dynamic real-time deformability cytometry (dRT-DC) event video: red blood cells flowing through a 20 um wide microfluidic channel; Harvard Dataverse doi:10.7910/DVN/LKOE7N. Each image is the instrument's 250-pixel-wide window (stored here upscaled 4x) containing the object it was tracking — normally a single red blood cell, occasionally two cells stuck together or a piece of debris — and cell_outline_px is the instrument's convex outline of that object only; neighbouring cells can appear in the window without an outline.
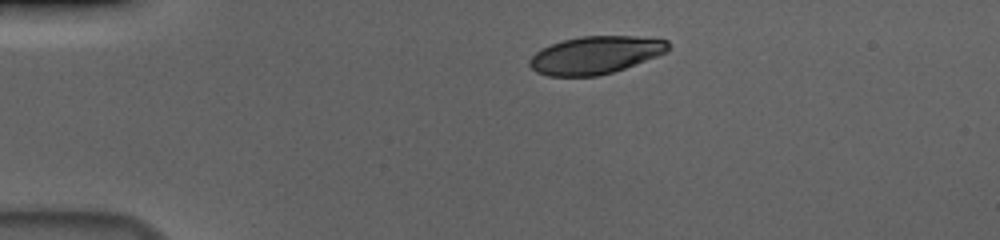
{"species": "human", "species_latin": "Homo sapiens", "temperature_condition": "cold", "stored_images_in_passage": 45, "camera_frame_rate_fps": 3000, "um_per_image_px": 0.085, "donor": {"sex": "male"}, "frame": {"image": 1, "passage_image": 1, "time_ms": 0.0, "image_size_px": [1000, 240], "cell_outline_px": [[668, 52], [624, 68], [612, 72], [596, 76], [548, 76], [536, 72], [528, 64], [528, 60], [540, 48], [564, 40], [580, 36], [636, 36], [668, 40]], "centroid_in_image_um": [50.58, 4.68], "position_along_channel_um": 34.4, "area_um2": 30.35}}
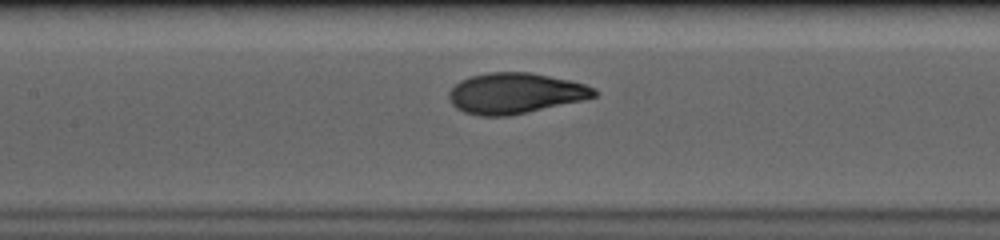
{"frame": {"image": 2, "passage_image": 16, "time_ms": 5.0, "image_size_px": [1000, 240], "cell_outline_px": [[600, 92], [596, 96], [584, 100], [508, 116], [480, 116], [464, 112], [456, 108], [452, 104], [448, 96], [448, 92], [460, 80], [472, 76], [488, 72], [532, 72], [568, 80], [584, 84], [596, 88]], "centroid_in_image_um": [43.8, 7.93], "position_along_channel_um": 163.6, "area_um2": 34.51}}
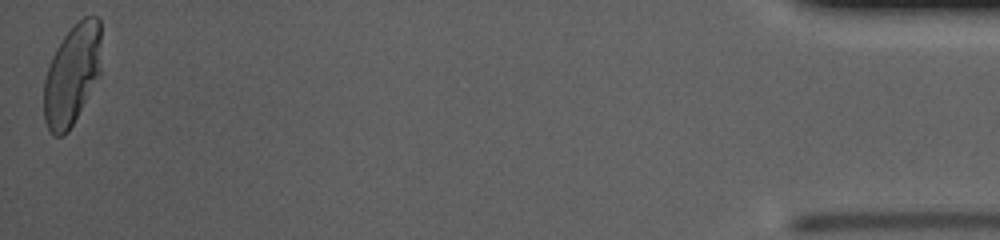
{"frame": {"image": 3, "passage_image": 45, "time_ms": 14.667, "image_size_px": [1000, 240], "cell_outline_px": [[100, 72], [68, 132], [64, 136], [56, 136], [48, 128], [44, 120], [44, 80], [52, 56], [56, 48], [64, 36], [84, 16], [96, 16], [100, 20]], "centroid_in_image_um": [6.1, 6.35], "position_along_channel_um": 429.1, "area_um2": 33.0}, "authors_computed_cell_mechanics": {"area_um2": 33.9864, "velocity_mm_per_s": 3.6728, "shape_relaxation_time_tau1_ms": 4.2645, "shape_relaxation_time_tau2_ms": null, "deformation_change_tau1": 0.1924, "deformation_change_tau2": null}}